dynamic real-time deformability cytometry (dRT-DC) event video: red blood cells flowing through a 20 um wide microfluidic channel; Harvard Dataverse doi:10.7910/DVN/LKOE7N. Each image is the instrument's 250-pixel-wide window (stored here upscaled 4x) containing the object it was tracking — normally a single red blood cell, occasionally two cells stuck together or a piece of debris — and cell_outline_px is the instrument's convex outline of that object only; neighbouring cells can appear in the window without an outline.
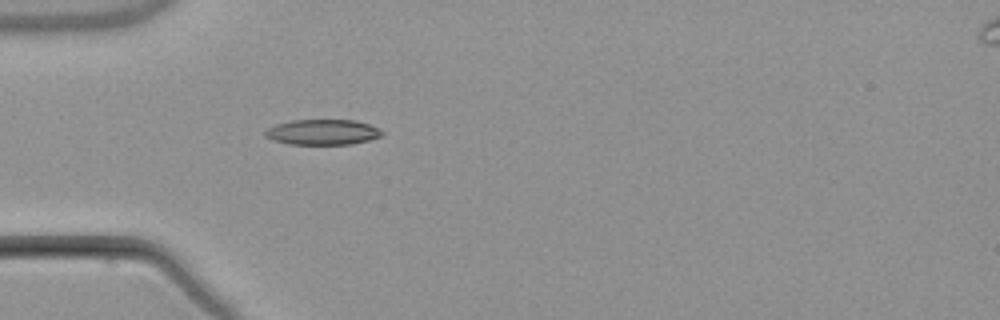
{"species": "common noctule bat (a hibernating species)", "species_latin": "Nyctalus noctula", "temperature_condition": "warm", "stored_images_in_passage": 5, "camera_frame_rate_fps": 3000, "um_per_image_px": 0.085, "animal": {"sex": "male", "body_mass_g": 21.5, "forearm_length_mm": 52.0}, "frame": {"image": 1, "passage_image": 5, "time_ms": 5.0, "image_size_px": [1000, 320], "cell_outline_px": [[384, 132], [380, 136], [368, 140], [352, 144], [288, 144], [272, 140], [264, 136], [264, 132], [268, 128], [276, 124], [292, 120], [356, 120], [368, 124]], "centroid_in_image_um": [27.38, 11.23], "position_along_channel_um": 57.6, "area_um2": 17.22}}